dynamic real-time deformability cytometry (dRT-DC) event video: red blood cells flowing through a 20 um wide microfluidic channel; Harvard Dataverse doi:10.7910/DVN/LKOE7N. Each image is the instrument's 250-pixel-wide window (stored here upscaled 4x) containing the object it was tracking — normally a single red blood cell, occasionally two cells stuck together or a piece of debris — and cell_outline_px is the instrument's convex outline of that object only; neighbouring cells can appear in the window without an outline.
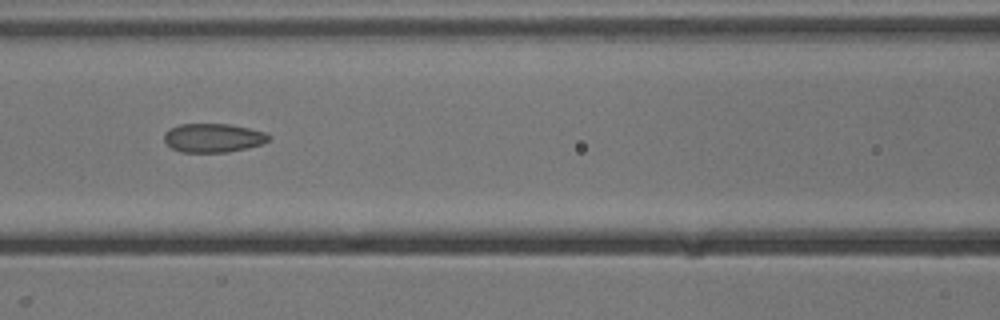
{"species": "common noctule bat (a hibernating species)", "species_latin": "Nyctalus noctula", "temperature_condition": "cold", "stored_images_in_passage": 36, "camera_frame_rate_fps": 3000, "um_per_image_px": 0.085, "animal": {"sex": "male", "body_mass_g": 13.3}, "frame": {"image": 1, "passage_image": 9, "time_ms": 2.667, "image_size_px": [1000, 320], "cell_outline_px": [[268, 140], [264, 144], [248, 148], [228, 152], [180, 152], [172, 148], [164, 140], [164, 132], [180, 124], [228, 124], [248, 128], [264, 132], [268, 136]], "centroid_in_image_um": [18.11, 11.73], "position_along_channel_um": 148.5, "area_um2": 17.46}}
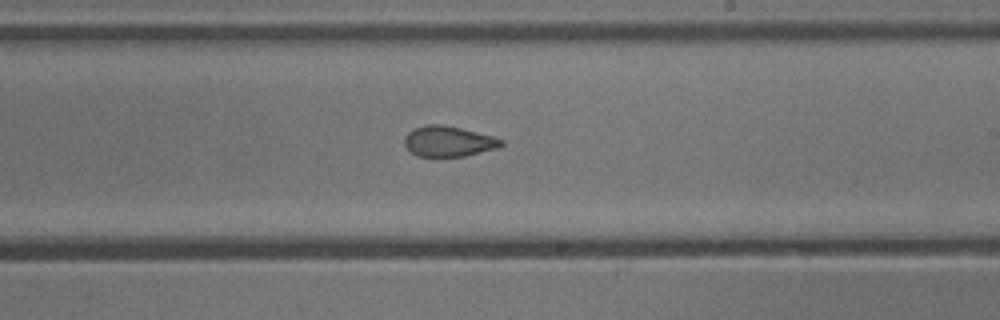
{"frame": {"image": 2, "passage_image": 17, "time_ms": 5.333, "image_size_px": [1000, 320], "cell_outline_px": [[504, 144], [496, 148], [464, 156], [416, 156], [404, 144], [404, 136], [412, 128], [428, 124], [440, 124], [460, 128], [492, 136], [504, 140]], "centroid_in_image_um": [38.09, 12.0], "position_along_channel_um": 250.9, "area_um2": 17.05}}
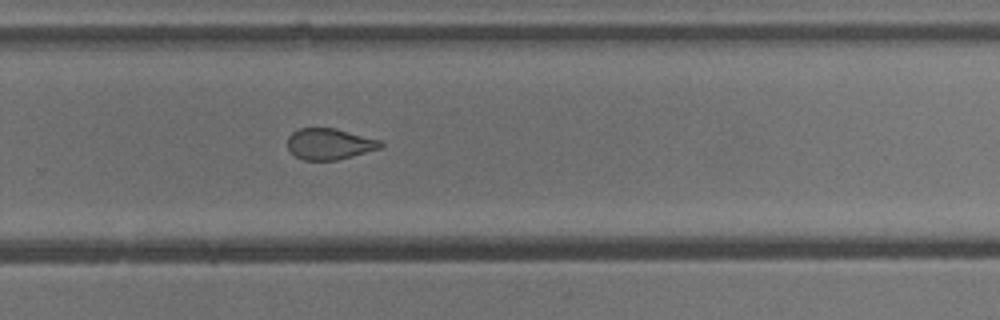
{"frame": {"image": 3, "passage_image": 21, "time_ms": 6.667, "image_size_px": [1000, 320], "cell_outline_px": [[384, 144], [380, 148], [352, 156], [336, 160], [304, 160], [296, 156], [288, 148], [288, 136], [292, 132], [300, 128], [336, 128], [380, 140]], "centroid_in_image_um": [28.0, 12.23], "position_along_channel_um": 301.8, "area_um2": 16.76}, "authors_computed_cell_mechanics": {"area_um2": 17.5423, "velocity_mm_per_s": 3.8251, "shape_relaxation_time_tau1_ms": null, "shape_relaxation_time_tau2_ms": 4.5326, "deformation_change_tau1": null, "deformation_change_tau2": 0.0444}}